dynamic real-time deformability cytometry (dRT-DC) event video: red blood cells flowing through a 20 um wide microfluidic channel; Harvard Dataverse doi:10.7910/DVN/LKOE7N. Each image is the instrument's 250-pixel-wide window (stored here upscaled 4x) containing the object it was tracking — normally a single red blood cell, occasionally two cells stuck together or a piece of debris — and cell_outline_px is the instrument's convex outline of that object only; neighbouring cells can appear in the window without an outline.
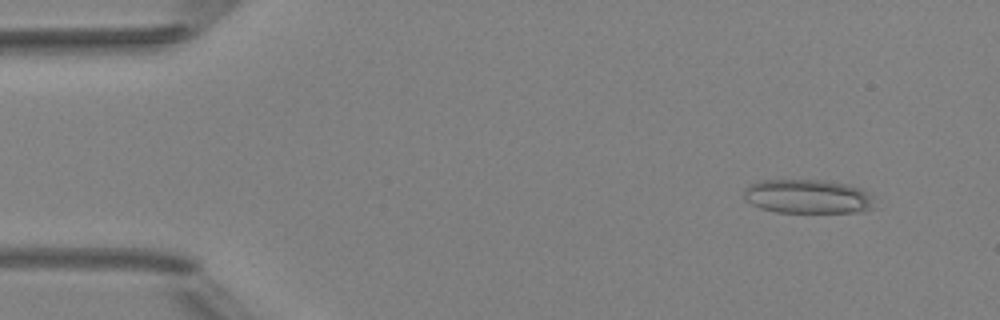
{"species": "Egyptian fruit bat (a non-hibernating species)", "species_latin": "Rousettus aegyptiacus", "temperature_condition": "room temperature", "stored_images_in_passage": 6, "camera_frame_rate_fps": 3000, "um_per_image_px": 0.085, "animal": {"sex": "female"}, "frame": {"image": 1, "passage_image": 2, "time_ms": 1.333, "image_size_px": [1000, 320], "cell_outline_px": [[876, 208], [864, 212], [776, 212], [760, 208], [744, 200], [744, 188], [760, 180], [824, 180], [848, 184], [860, 188], [868, 192], [872, 196]], "centroid_in_image_um": [68.7, 16.71], "position_along_channel_um": 16.3, "area_um2": 26.24}}